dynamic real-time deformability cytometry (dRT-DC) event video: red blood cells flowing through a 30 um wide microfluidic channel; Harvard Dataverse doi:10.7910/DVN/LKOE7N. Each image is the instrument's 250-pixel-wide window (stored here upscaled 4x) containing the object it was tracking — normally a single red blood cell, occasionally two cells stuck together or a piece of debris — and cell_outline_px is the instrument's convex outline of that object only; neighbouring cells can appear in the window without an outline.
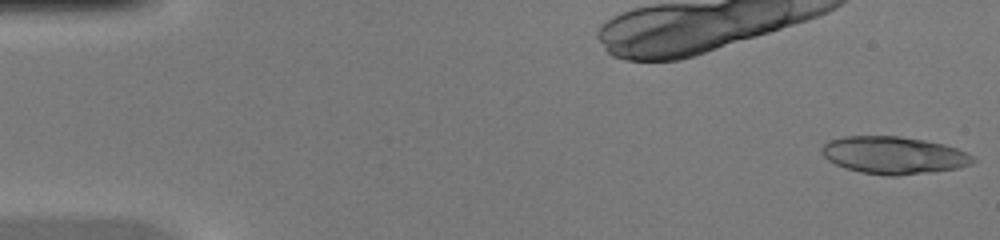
{"species": "common noctule bat (a hibernating species)", "species_latin": "Nyctalus noctula", "temperature_condition": "warm", "stored_images_in_passage": 45, "camera_frame_rate_fps": 3000, "um_per_image_px": 0.085, "animal": {"sex": "female", "body_mass_g": 20.0, "forearm_length_mm": 54.0}, "frame": {"image": 1, "passage_image": 1, "time_ms": 0.0, "image_size_px": [1000, 240], "cell_outline_px": [[976, 160], [972, 164], [956, 168], [932, 172], [896, 176], [888, 176], [860, 172], [836, 164], [828, 160], [820, 152], [820, 148], [828, 140], [844, 136], [900, 136], [924, 140], [944, 144], [956, 148], [972, 156]], "centroid_in_image_um": [75.94, 13.19], "position_along_channel_um": 9.1, "area_um2": 32.95}}
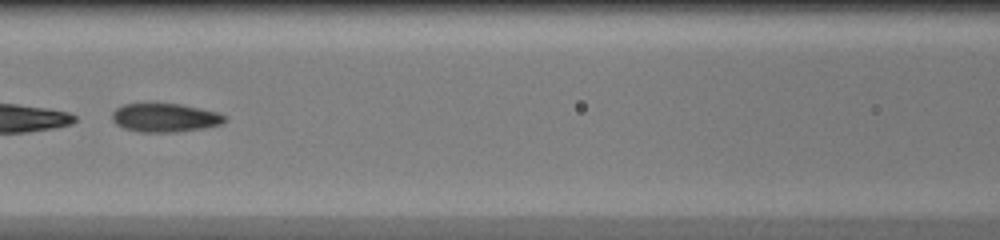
{"frame": {"image": 2, "passage_image": 21, "time_ms": 6.667, "image_size_px": [1000, 240], "cell_outline_px": [[228, 120], [220, 124], [204, 128], [176, 132], [140, 132], [124, 128], [116, 124], [112, 120], [112, 112], [116, 108], [124, 104], [180, 104], [200, 108], [216, 112], [228, 116]], "centroid_in_image_um": [14.04, 10.01], "position_along_channel_um": 152.6, "area_um2": 18.79}}
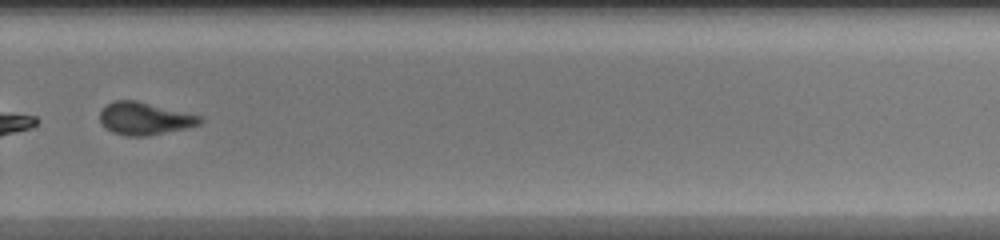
{"frame": {"image": 3, "passage_image": 32, "time_ms": 10.333, "image_size_px": [1000, 240], "cell_outline_px": [[204, 120], [200, 124], [188, 128], [148, 136], [124, 136], [112, 132], [104, 128], [100, 124], [100, 108], [116, 100], [136, 100], [204, 116]], "centroid_in_image_um": [12.3, 10.08], "position_along_channel_um": 317.5, "area_um2": 19.42}}